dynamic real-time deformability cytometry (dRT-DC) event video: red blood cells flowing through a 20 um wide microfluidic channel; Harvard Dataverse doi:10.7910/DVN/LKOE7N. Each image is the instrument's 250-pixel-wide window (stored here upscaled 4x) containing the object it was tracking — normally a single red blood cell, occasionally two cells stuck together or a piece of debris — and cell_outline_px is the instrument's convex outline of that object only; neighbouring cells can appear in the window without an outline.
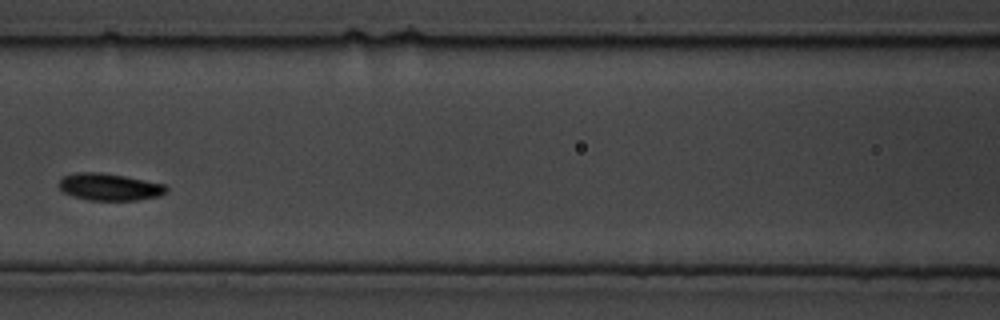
{"species": "common noctule bat (a hibernating species)", "species_latin": "Nyctalus noctula", "temperature_condition": "cold", "stored_images_in_passage": 21, "camera_frame_rate_fps": 3000, "um_per_image_px": 0.085, "animal": {"sex": "male", "body_mass_g": 19.5, "forearm_length_mm": 54.6}, "frame": {"image": 1, "passage_image": 7, "time_ms": 2.0, "image_size_px": [1000, 320], "cell_outline_px": [[168, 192], [160, 196], [136, 200], [88, 200], [64, 192], [60, 188], [60, 180], [64, 176], [76, 172], [100, 172], [124, 176], [164, 184], [168, 188]], "centroid_in_image_um": [9.34, 15.89], "position_along_channel_um": 157.3, "area_um2": 16.76}}
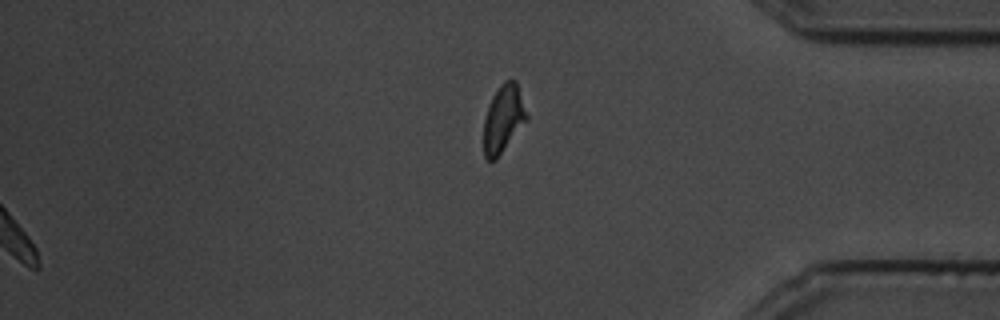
{"frame": {"image": 2, "passage_image": 21, "time_ms": 6.667, "image_size_px": [1000, 320], "cell_outline_px": [[528, 120], [496, 160], [488, 160], [484, 156], [484, 120], [492, 96], [500, 84], [504, 80], [516, 80], [528, 116]], "centroid_in_image_um": [42.8, 10.1], "position_along_channel_um": 392.4, "area_um2": 16.94}}